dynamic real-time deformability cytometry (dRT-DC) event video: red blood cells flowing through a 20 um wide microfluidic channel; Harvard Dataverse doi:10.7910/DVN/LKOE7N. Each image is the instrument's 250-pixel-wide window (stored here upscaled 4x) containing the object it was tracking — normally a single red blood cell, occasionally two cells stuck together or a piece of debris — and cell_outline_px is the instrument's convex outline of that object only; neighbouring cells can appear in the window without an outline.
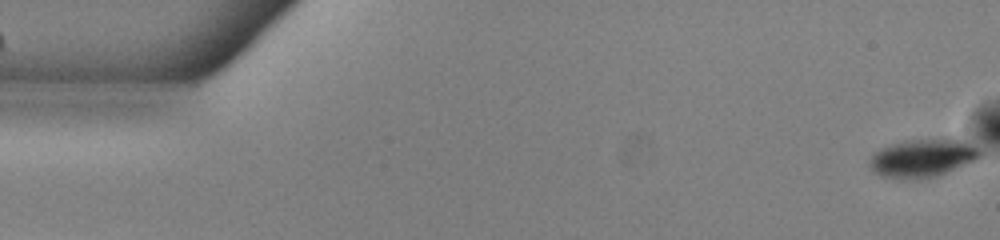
{"species": "common noctule bat (a hibernating species)", "species_latin": "Nyctalus noctula", "temperature_condition": "warm", "stored_images_in_passage": 53, "camera_frame_rate_fps": 3000, "um_per_image_px": 0.085, "animal": {"sex": "male", "body_mass_g": 13.0, "forearm_length_mm": 53.1}, "frame": {"image": 1, "passage_image": 1, "time_ms": 0.0, "image_size_px": [1000, 240], "cell_outline_px": [[980, 156], [976, 160], [936, 176], [916, 180], [884, 176], [872, 172], [868, 164], [872, 156], [880, 148], [900, 140], [948, 136], [956, 136], [972, 144], [980, 152]], "centroid_in_image_um": [78.43, 13.38], "position_along_channel_um": 6.6, "area_um2": 25.26}}
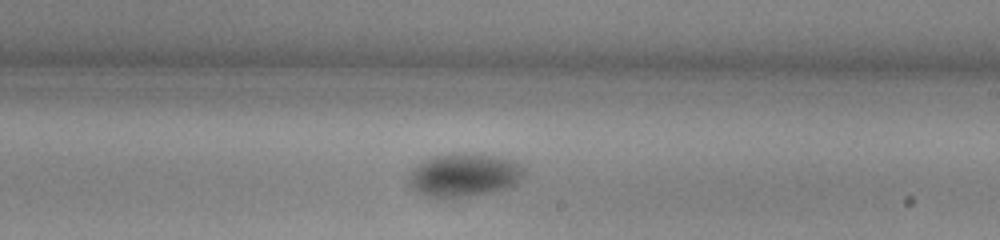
{"frame": {"image": 2, "passage_image": 31, "time_ms": 10.0, "image_size_px": [1000, 240], "cell_outline_px": [[528, 172], [520, 180], [508, 188], [492, 192], [452, 200], [436, 200], [424, 196], [416, 192], [412, 188], [408, 180], [408, 172], [420, 160], [432, 156], [452, 152], [464, 152], [496, 156], [512, 160], [520, 164]], "centroid_in_image_um": [39.38, 14.9], "position_along_channel_um": 249.6, "area_um2": 30.58}}
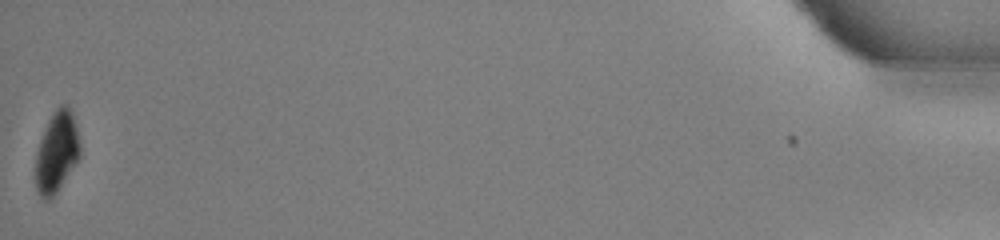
{"frame": {"image": 3, "passage_image": 53, "time_ms": 17.333, "image_size_px": [1000, 240], "cell_outline_px": [[80, 156], [56, 192], [48, 200], [44, 200], [40, 196], [36, 188], [36, 156], [40, 140], [48, 120], [52, 112], [60, 104], [68, 104], [72, 112], [76, 128], [80, 148]], "centroid_in_image_um": [4.81, 12.88], "position_along_channel_um": 430.4, "area_um2": 20.58}, "authors_computed_cell_mechanics": {"area_um2": 27.2816, "velocity_mm_per_s": 3.884, "shape_relaxation_time_tau1_ms": 4.5476, "shape_relaxation_time_tau2_ms": null, "deformation_change_tau1": 0.0989, "deformation_change_tau2": null}}